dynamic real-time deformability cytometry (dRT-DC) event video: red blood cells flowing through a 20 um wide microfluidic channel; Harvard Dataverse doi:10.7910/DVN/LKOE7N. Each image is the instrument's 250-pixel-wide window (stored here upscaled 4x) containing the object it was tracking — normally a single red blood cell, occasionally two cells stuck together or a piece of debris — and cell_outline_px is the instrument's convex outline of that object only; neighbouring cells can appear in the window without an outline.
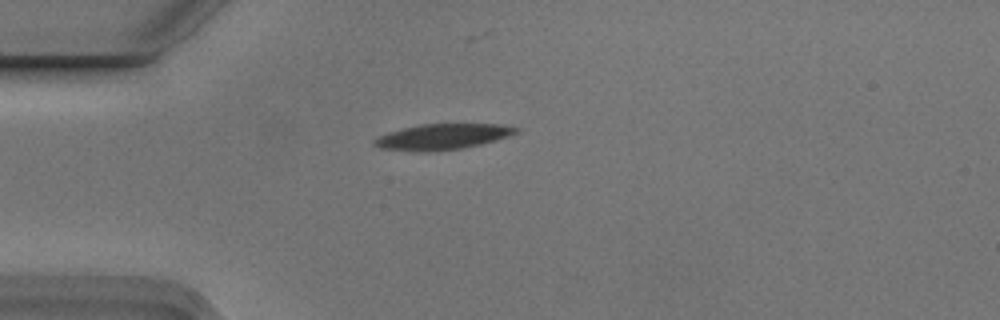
{"species": "Egyptian fruit bat (a non-hibernating species)", "species_latin": "Rousettus aegyptiacus", "temperature_condition": "cold", "stored_images_in_passage": 3, "camera_frame_rate_fps": 3000, "um_per_image_px": 0.085, "animal": {"sex": "male"}, "frame": {"image": 1, "passage_image": 1, "time_ms": 0.0, "image_size_px": [1000, 320], "cell_outline_px": [[520, 132], [480, 144], [460, 148], [428, 152], [416, 152], [380, 148], [372, 144], [372, 140], [388, 132], [420, 124], [496, 124], [520, 128]], "centroid_in_image_um": [37.56, 11.62], "position_along_channel_um": 47.4, "area_um2": 21.04}}
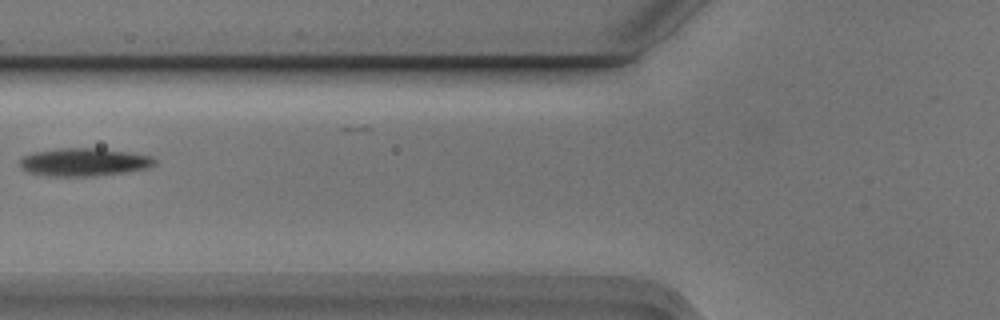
{"frame": {"image": 2, "passage_image": 3, "time_ms": 0.667, "image_size_px": [1000, 320], "cell_outline_px": [[156, 164], [148, 168], [124, 172], [96, 176], [52, 176], [28, 172], [20, 168], [20, 160], [24, 156], [36, 152], [60, 148], [100, 148], [152, 156], [156, 160]], "centroid_in_image_um": [7.16, 13.78], "position_along_channel_um": 118.6, "area_um2": 21.85}}